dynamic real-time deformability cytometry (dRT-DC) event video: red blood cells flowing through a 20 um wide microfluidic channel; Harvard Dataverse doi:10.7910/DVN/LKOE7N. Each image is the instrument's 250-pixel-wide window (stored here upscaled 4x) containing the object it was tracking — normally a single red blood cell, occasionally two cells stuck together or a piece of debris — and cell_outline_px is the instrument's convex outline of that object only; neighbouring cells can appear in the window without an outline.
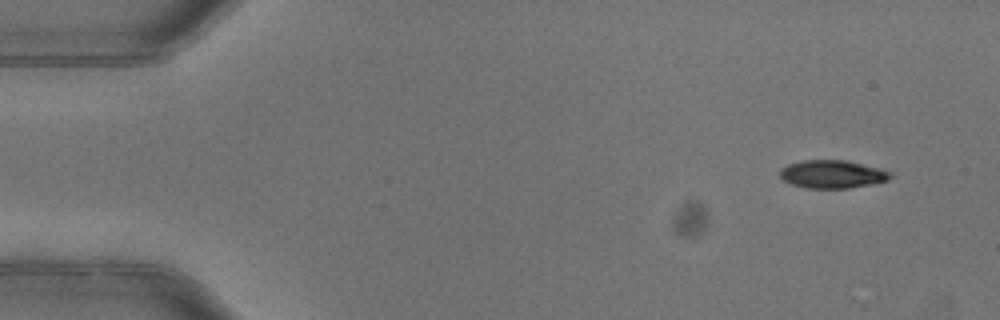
{"species": "common noctule bat (a hibernating species)", "species_latin": "Nyctalus noctula", "temperature_condition": "warm", "stored_images_in_passage": 4, "camera_frame_rate_fps": 3000, "um_per_image_px": 0.085, "animal": {"sex": "female"}, "frame": {"image": 1, "passage_image": 1, "time_ms": 0.0, "image_size_px": [1000, 320], "cell_outline_px": [[892, 176], [888, 180], [848, 188], [808, 188], [792, 184], [784, 180], [780, 176], [780, 168], [788, 164], [800, 160], [844, 160], [880, 168], [892, 172]], "centroid_in_image_um": [70.73, 14.79], "position_along_channel_um": 14.3, "area_um2": 17.92}}
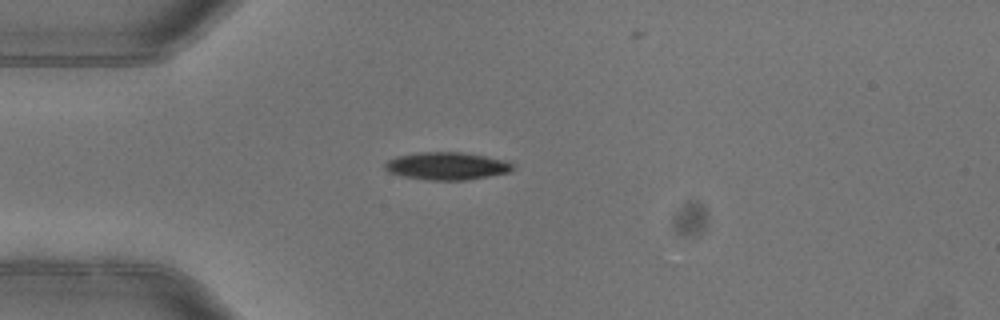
{"frame": {"image": 2, "passage_image": 3, "time_ms": 0.667, "image_size_px": [1000, 320], "cell_outline_px": [[516, 168], [508, 172], [488, 176], [464, 180], [428, 180], [404, 176], [388, 172], [384, 168], [384, 164], [388, 160], [396, 156], [416, 152], [460, 152], [508, 160]], "centroid_in_image_um": [37.97, 14.1], "position_along_channel_um": 47.0, "area_um2": 20.58}}